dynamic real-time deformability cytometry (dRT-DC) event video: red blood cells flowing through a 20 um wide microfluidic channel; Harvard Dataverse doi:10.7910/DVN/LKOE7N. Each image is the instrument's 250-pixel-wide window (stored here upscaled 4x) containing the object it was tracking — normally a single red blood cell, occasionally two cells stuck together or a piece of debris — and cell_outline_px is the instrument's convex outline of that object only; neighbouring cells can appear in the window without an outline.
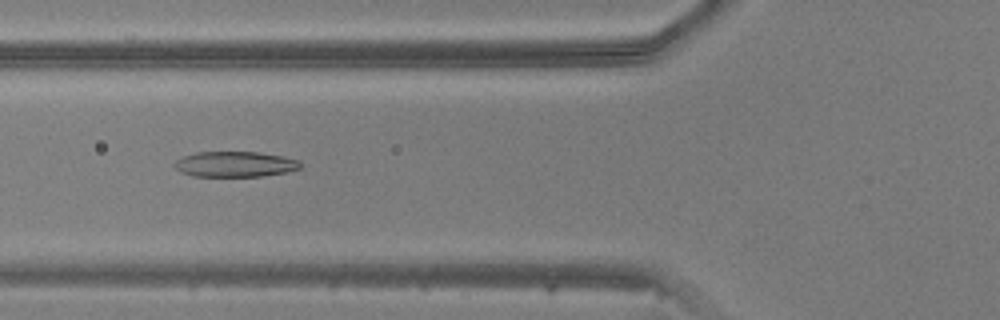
{"species": "common noctule bat (a hibernating species)", "species_latin": "Nyctalus noctula", "temperature_condition": "warm", "stored_images_in_passage": 31, "camera_frame_rate_fps": 3000, "um_per_image_px": 0.085, "animal": {"sex": "male", "body_mass_g": 20.5, "forearm_length_mm": 52.5}, "frame": {"image": 1, "passage_image": 4, "time_ms": 1.0, "image_size_px": [1000, 320], "cell_outline_px": [[300, 168], [288, 172], [264, 176], [192, 176], [180, 172], [172, 164], [176, 160], [184, 156], [196, 152], [260, 152], [284, 156], [300, 160]], "centroid_in_image_um": [19.99, 13.95], "position_along_channel_um": 105.8, "area_um2": 18.84}}
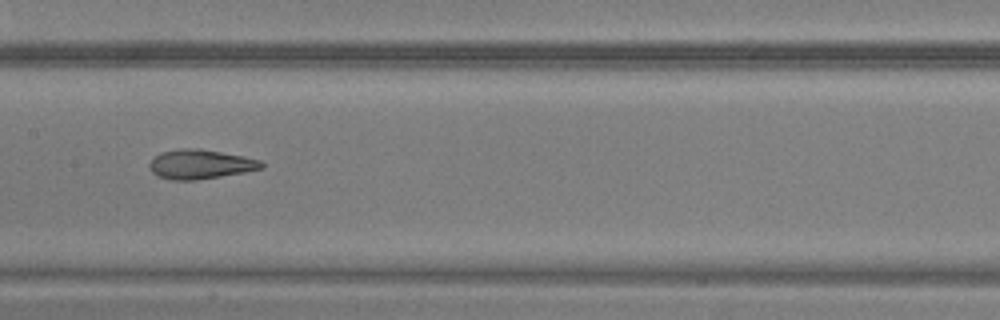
{"frame": {"image": 2, "passage_image": 10, "time_ms": 3.0, "image_size_px": [1000, 320], "cell_outline_px": [[264, 168], [244, 172], [196, 180], [172, 180], [156, 176], [148, 168], [148, 164], [160, 152], [180, 148], [200, 148], [244, 156], [260, 160], [264, 164]], "centroid_in_image_um": [17.01, 13.95], "position_along_channel_um": 190.4, "area_um2": 19.31}}
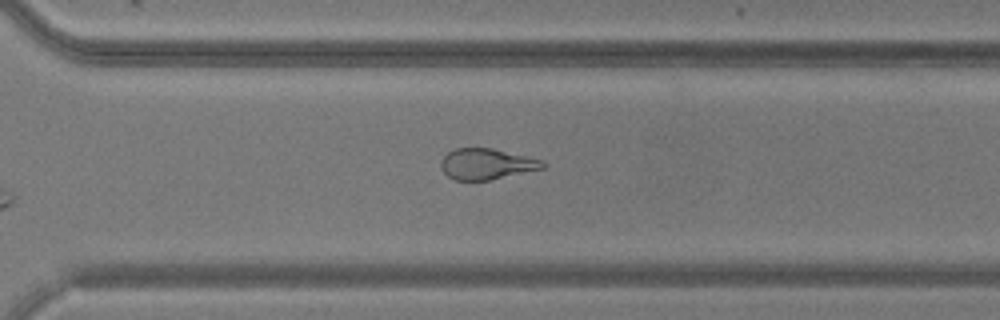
{"frame": {"image": 3, "passage_image": 20, "time_ms": 6.333, "image_size_px": [1000, 320], "cell_outline_px": [[544, 168], [488, 180], [452, 180], [444, 172], [440, 164], [440, 160], [448, 152], [456, 148], [492, 148], [540, 160], [544, 164]], "centroid_in_image_um": [41.29, 13.94], "position_along_channel_um": 329.3, "area_um2": 17.98}}